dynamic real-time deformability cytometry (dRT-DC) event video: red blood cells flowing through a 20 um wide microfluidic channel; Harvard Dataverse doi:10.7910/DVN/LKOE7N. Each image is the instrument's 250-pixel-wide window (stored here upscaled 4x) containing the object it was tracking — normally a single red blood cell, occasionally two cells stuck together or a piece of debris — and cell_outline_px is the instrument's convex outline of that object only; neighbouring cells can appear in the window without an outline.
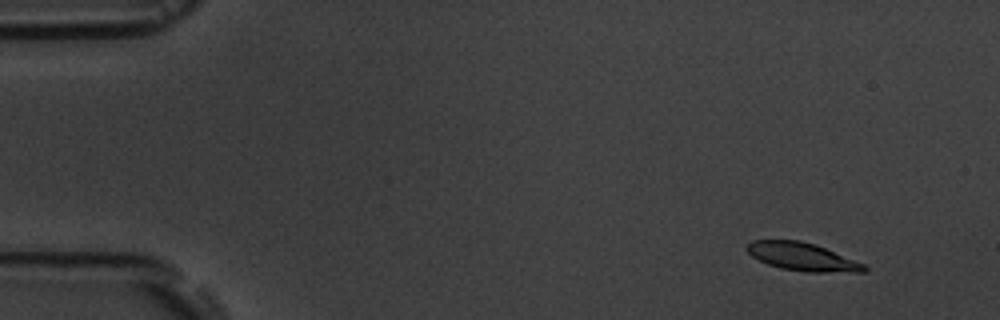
{"species": "common noctule bat (a hibernating species)", "species_latin": "Nyctalus noctula", "temperature_condition": "room temperature", "stored_images_in_passage": 6, "camera_frame_rate_fps": 3000, "um_per_image_px": 0.085, "animal": {"sex": "male", "body_mass_g": 19.5, "forearm_length_mm": 54.6}, "frame": {"image": 1, "passage_image": 2, "time_ms": 1.333, "image_size_px": [1000, 320], "cell_outline_px": [[868, 272], [808, 272], [780, 268], [768, 264], [752, 256], [744, 248], [752, 240], [800, 240], [816, 244], [864, 264], [868, 268]], "centroid_in_image_um": [68.2, 21.82], "position_along_channel_um": 16.8, "area_um2": 19.13}}